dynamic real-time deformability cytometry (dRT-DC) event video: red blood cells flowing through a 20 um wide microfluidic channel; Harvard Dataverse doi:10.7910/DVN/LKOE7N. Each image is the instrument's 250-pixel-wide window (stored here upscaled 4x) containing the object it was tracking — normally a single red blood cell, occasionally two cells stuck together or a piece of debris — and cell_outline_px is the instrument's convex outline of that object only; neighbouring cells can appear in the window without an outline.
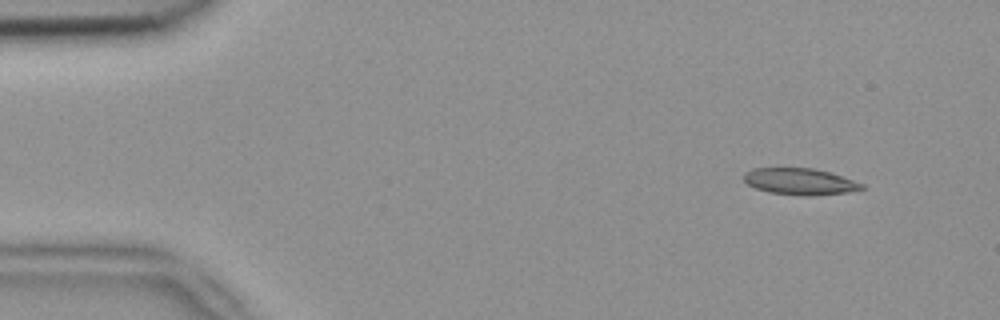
{"species": "common noctule bat (a hibernating species)", "species_latin": "Nyctalus noctula", "temperature_condition": "room temperature", "stored_images_in_passage": 3, "camera_frame_rate_fps": 3000, "um_per_image_px": 0.085, "animal": {"sex": "female", "body_mass_g": 18.4}, "frame": {"image": 1, "passage_image": 1, "time_ms": 0.0, "image_size_px": [1000, 320], "cell_outline_px": [[864, 188], [848, 192], [812, 196], [804, 196], [768, 192], [756, 188], [748, 184], [744, 180], [744, 172], [752, 168], [812, 168], [828, 172], [864, 184]], "centroid_in_image_um": [67.96, 15.43], "position_along_channel_um": 17.0, "area_um2": 18.09}}